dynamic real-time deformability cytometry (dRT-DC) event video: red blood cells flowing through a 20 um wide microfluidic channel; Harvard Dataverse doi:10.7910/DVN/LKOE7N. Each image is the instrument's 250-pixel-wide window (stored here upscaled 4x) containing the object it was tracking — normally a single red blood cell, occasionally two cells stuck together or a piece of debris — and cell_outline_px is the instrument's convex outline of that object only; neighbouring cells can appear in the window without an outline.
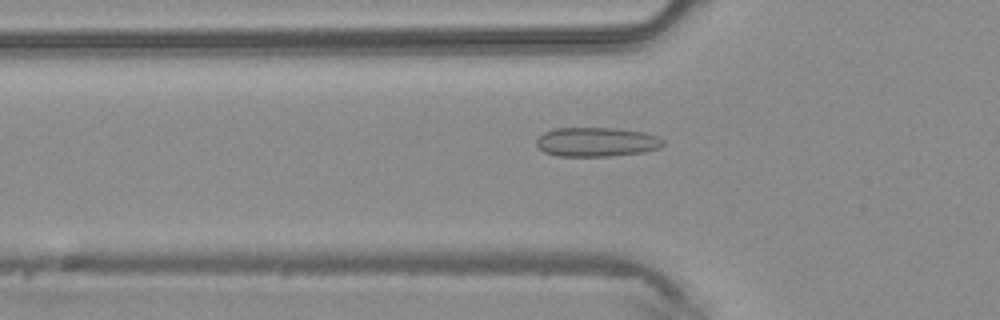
{"species": "common noctule bat (a hibernating species)", "species_latin": "Nyctalus noctula", "temperature_condition": "warm", "stored_images_in_passage": 45, "camera_frame_rate_fps": 3000, "um_per_image_px": 0.085, "animal": {"sex": "male", "body_mass_g": 20.4}, "frame": {"image": 1, "passage_image": 15, "time_ms": 4.667, "image_size_px": [1000, 320], "cell_outline_px": [[664, 144], [660, 148], [644, 152], [612, 156], [556, 156], [544, 152], [536, 144], [536, 140], [544, 132], [556, 128], [616, 128], [644, 132], [656, 136], [664, 140]], "centroid_in_image_um": [50.72, 12.07], "position_along_channel_um": 75.1, "area_um2": 21.68}}
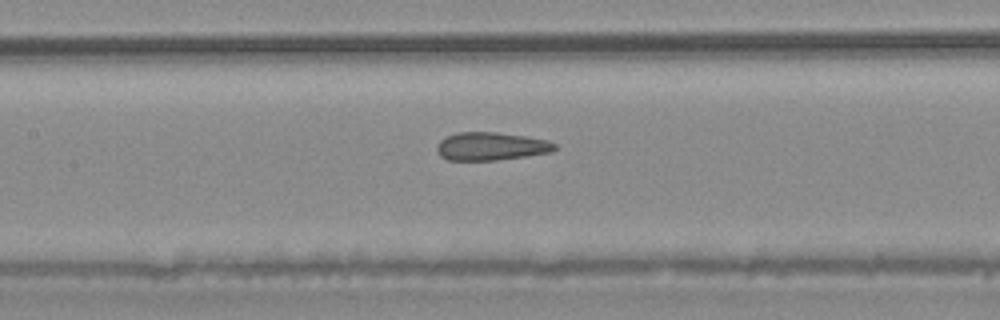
{"frame": {"image": 2, "passage_image": 21, "time_ms": 6.667, "image_size_px": [1000, 320], "cell_outline_px": [[556, 148], [552, 152], [496, 160], [448, 160], [440, 156], [436, 152], [436, 144], [440, 140], [456, 132], [496, 132], [524, 136], [548, 140], [556, 144]], "centroid_in_image_um": [41.7, 12.43], "position_along_channel_um": 165.7, "area_um2": 19.31}}
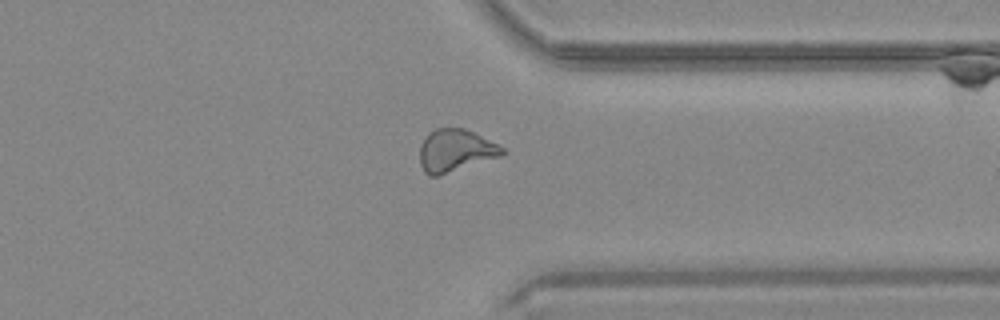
{"frame": {"image": 3, "passage_image": 35, "time_ms": 11.333, "image_size_px": [1000, 320], "cell_outline_px": [[504, 152], [500, 156], [440, 176], [428, 176], [424, 172], [420, 164], [420, 144], [428, 132], [436, 128], [464, 128], [504, 148]], "centroid_in_image_um": [38.65, 12.81], "position_along_channel_um": 372.8, "area_um2": 20.29}}